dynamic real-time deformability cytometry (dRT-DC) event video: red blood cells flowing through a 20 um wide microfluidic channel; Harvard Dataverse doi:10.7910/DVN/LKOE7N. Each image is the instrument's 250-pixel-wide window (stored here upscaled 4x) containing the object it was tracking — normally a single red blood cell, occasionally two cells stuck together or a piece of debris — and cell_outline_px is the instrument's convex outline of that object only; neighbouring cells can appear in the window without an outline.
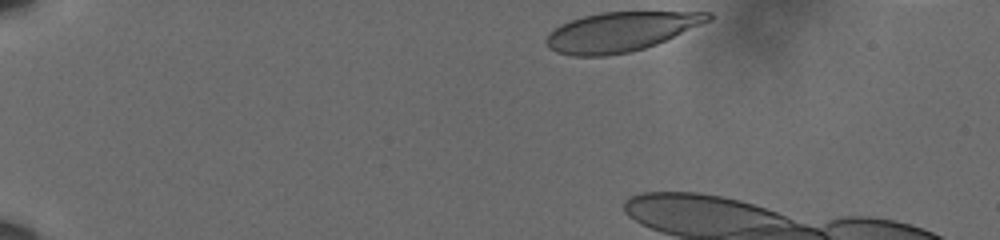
{"species": "human", "species_latin": "Homo sapiens", "temperature_condition": "cold", "stored_images_in_passage": 15, "camera_frame_rate_fps": 3000, "um_per_image_px": 0.085, "donor": {"sex": "male"}, "frame": {"image": 1, "passage_image": 1, "time_ms": 0.0, "image_size_px": [1000, 240], "cell_outline_px": [[712, 20], [656, 44], [644, 48], [628, 52], [604, 56], [572, 56], [556, 52], [548, 48], [544, 40], [548, 32], [560, 24], [584, 16], [600, 12], [712, 12]], "centroid_in_image_um": [52.71, 2.7], "position_along_channel_um": 32.3, "area_um2": 37.17}}
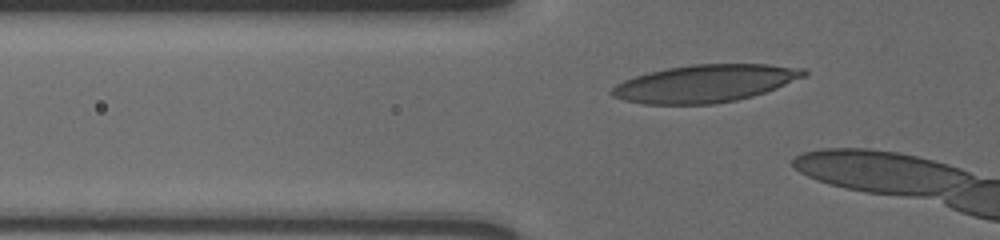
{"frame": {"image": 2, "passage_image": 11, "time_ms": 3.333, "image_size_px": [1000, 240], "cell_outline_px": [[808, 72], [804, 76], [776, 88], [752, 96], [736, 100], [716, 104], [640, 104], [624, 100], [612, 96], [612, 88], [616, 84], [624, 80], [648, 72], [668, 68], [692, 64], [768, 64], [804, 68]], "centroid_in_image_um": [59.92, 7.09], "position_along_channel_um": 65.9, "area_um2": 41.85}}